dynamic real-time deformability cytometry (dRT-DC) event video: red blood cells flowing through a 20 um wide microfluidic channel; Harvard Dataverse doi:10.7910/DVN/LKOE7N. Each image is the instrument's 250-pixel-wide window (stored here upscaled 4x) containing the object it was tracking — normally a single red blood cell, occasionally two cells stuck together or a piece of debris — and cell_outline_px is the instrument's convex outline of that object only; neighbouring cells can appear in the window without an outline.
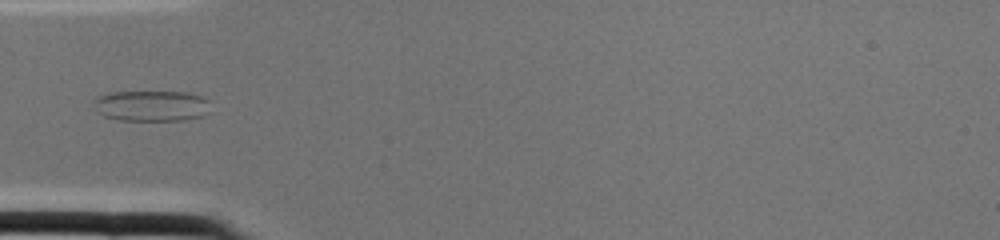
{"species": "common noctule bat (a hibernating species)", "species_latin": "Nyctalus noctula", "temperature_condition": "cold", "stored_images_in_passage": 2, "camera_frame_rate_fps": 3000, "um_per_image_px": 0.085, "animal": {"sex": "female", "body_mass_g": 22.0, "forearm_length_mm": 56.7}, "frame": {"image": 1, "passage_image": 2, "time_ms": 0.333, "image_size_px": [1000, 240], "cell_outline_px": [[212, 100], [204, 116], [184, 120], [120, 120], [104, 116], [92, 104], [92, 100], [108, 92], [184, 92], [204, 96]], "centroid_in_image_um": [12.91, 8.99], "position_along_channel_um": 72.1, "area_um2": 21.1}}